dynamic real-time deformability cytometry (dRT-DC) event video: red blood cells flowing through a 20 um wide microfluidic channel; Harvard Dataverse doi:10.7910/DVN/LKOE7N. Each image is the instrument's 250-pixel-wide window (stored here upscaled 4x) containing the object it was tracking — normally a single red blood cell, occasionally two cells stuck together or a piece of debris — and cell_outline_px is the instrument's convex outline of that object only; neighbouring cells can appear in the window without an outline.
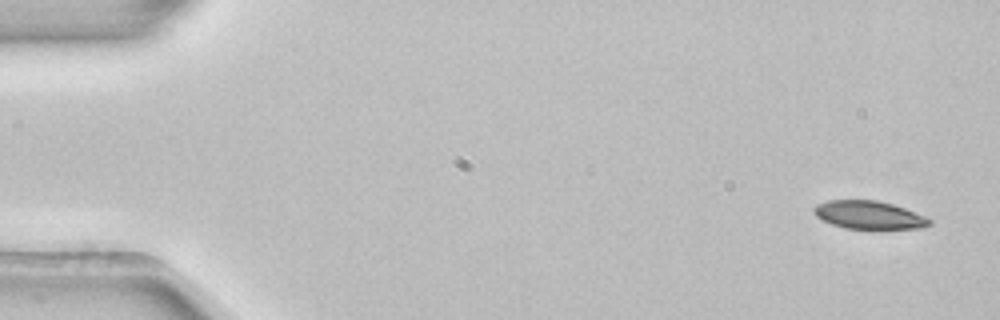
{"species": "common noctule bat (a hibernating species)", "species_latin": "Nyctalus noctula", "temperature_condition": "room temperature", "stored_images_in_passage": 4, "camera_frame_rate_fps": 3000, "um_per_image_px": 0.085, "animal": {"sex": "female", "body_mass_g": 22.7, "forearm_length_mm": 54.2}, "frame": {"image": 1, "passage_image": 1, "time_ms": 0.0, "image_size_px": [1000, 320], "cell_outline_px": [[932, 224], [920, 228], [880, 232], [872, 232], [844, 228], [832, 224], [816, 216], [812, 212], [812, 208], [816, 204], [828, 200], [876, 200], [892, 204], [904, 208], [924, 216], [932, 220]], "centroid_in_image_um": [73.88, 18.33], "position_along_channel_um": 11.1, "area_um2": 19.94}}
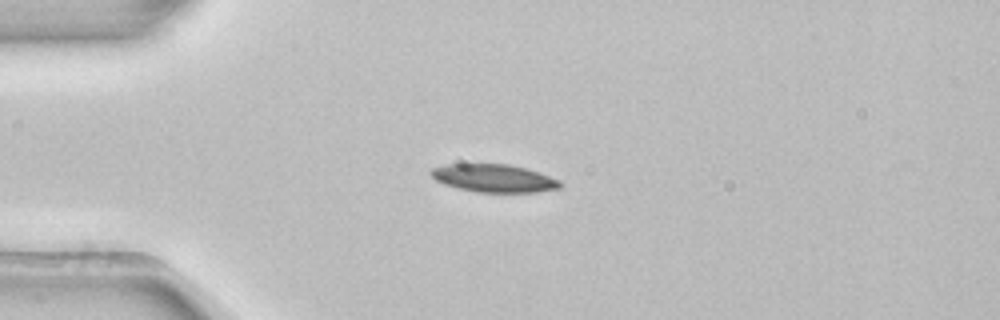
{"frame": {"image": 2, "passage_image": 4, "time_ms": 1.0, "image_size_px": [1000, 320], "cell_outline_px": [[560, 188], [536, 192], [476, 192], [444, 184], [436, 180], [428, 172], [432, 168], [448, 164], [508, 164], [540, 172], [560, 180]], "centroid_in_image_um": [41.98, 15.14], "position_along_channel_um": 43.0, "area_um2": 20.87}}